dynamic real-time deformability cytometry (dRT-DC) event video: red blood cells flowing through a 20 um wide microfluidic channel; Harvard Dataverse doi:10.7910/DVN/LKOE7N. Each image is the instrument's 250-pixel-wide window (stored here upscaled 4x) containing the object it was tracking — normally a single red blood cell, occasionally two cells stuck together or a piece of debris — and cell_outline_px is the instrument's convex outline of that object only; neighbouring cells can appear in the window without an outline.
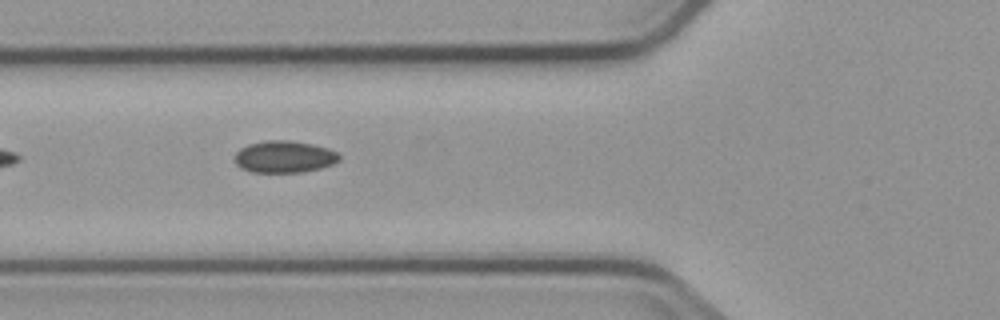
{"species": "common noctule bat (a hibernating species)", "species_latin": "Nyctalus noctula", "temperature_condition": "cold", "stored_images_in_passage": 6, "camera_frame_rate_fps": 3000, "um_per_image_px": 0.085, "animal": {"sex": "male", "body_mass_g": 23.1, "forearm_length_mm": 52.7}, "frame": {"image": 1, "passage_image": 6, "time_ms": 6.0, "image_size_px": [1000, 320], "cell_outline_px": [[340, 160], [332, 164], [320, 168], [300, 172], [252, 172], [240, 168], [236, 164], [236, 152], [240, 148], [248, 144], [264, 140], [288, 140], [312, 144], [328, 148], [336, 152], [340, 156]], "centroid_in_image_um": [24.15, 13.32], "position_along_channel_um": 101.6, "area_um2": 19.42}}